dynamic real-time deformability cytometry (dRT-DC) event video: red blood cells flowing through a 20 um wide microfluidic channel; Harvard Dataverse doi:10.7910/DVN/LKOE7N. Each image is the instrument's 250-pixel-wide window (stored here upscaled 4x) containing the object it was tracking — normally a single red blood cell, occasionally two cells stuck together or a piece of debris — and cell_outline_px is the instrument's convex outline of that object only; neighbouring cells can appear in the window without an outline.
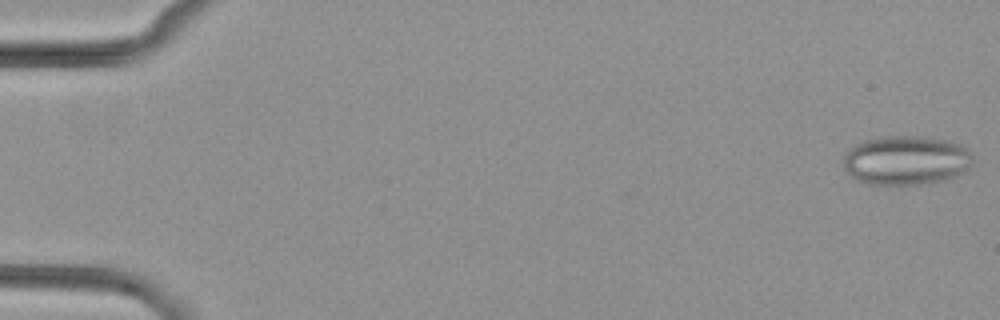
{"species": "common noctule bat (a hibernating species)", "species_latin": "Nyctalus noctula", "temperature_condition": "cold", "stored_images_in_passage": 5, "camera_frame_rate_fps": 3000, "um_per_image_px": 0.085, "animal": {"sex": "female", "body_mass_g": 29.2, "forearm_length_mm": 56.3}, "frame": {"image": 1, "passage_image": 1, "time_ms": 0.0, "image_size_px": [1000, 320], "cell_outline_px": [[976, 160], [964, 172], [956, 176], [944, 180], [920, 184], [872, 184], [856, 180], [844, 168], [844, 156], [848, 148], [864, 140], [888, 136], [920, 136], [948, 140], [960, 144]], "centroid_in_image_um": [77.03, 13.62], "position_along_channel_um": 8.0, "area_um2": 37.17}}